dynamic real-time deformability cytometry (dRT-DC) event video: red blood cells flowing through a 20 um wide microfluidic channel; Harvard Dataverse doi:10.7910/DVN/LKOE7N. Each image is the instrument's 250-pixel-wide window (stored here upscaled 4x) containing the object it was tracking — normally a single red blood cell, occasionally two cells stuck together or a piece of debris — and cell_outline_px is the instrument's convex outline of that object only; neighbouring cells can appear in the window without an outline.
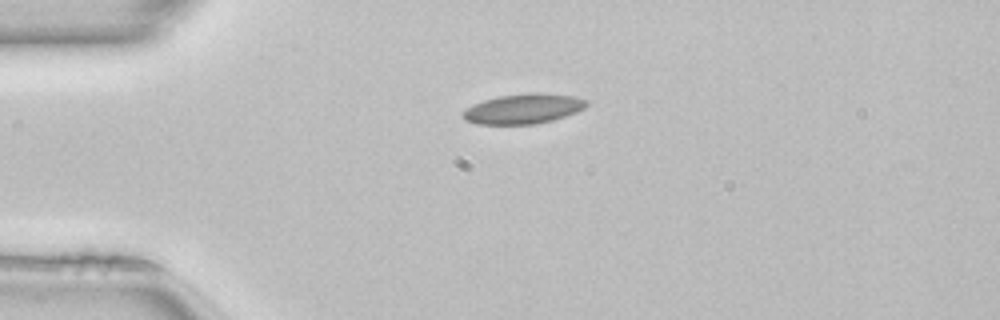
{"species": "common noctule bat (a hibernating species)", "species_latin": "Nyctalus noctula", "temperature_condition": "room temperature", "stored_images_in_passage": 39, "camera_frame_rate_fps": 3000, "um_per_image_px": 0.085, "animal": {"sex": "female", "body_mass_g": 22.7, "forearm_length_mm": 54.2}, "frame": {"image": 1, "passage_image": 1, "time_ms": 0.0, "image_size_px": [1000, 320], "cell_outline_px": [[588, 104], [584, 108], [576, 112], [552, 120], [536, 124], [476, 124], [464, 120], [460, 116], [468, 108], [484, 100], [500, 96], [528, 92], [540, 92], [576, 96], [588, 100]], "centroid_in_image_um": [44.52, 9.24], "position_along_channel_um": 40.5, "area_um2": 21.62}}
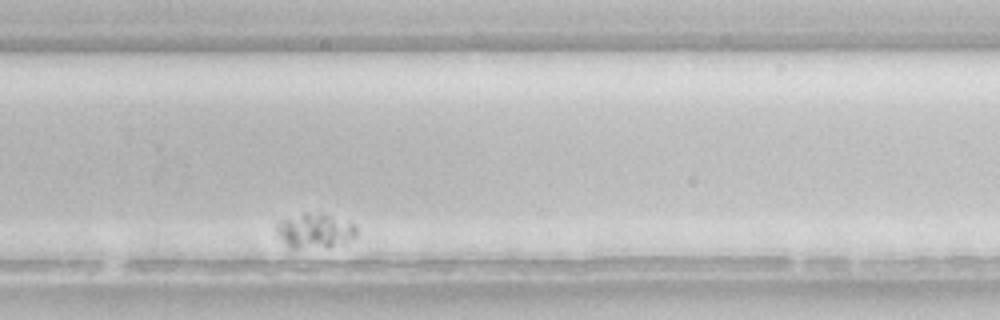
{"frame": {"image": 2, "passage_image": 25, "time_ms": 8.0, "image_size_px": [1000, 320], "cell_outline_px": [[356, 236], [344, 244], [296, 248], [292, 248], [276, 232], [276, 224], [280, 220], [304, 212], [320, 212], [356, 224]], "centroid_in_image_um": [26.79, 19.57], "position_along_channel_um": 303.0, "area_um2": 15.95}}
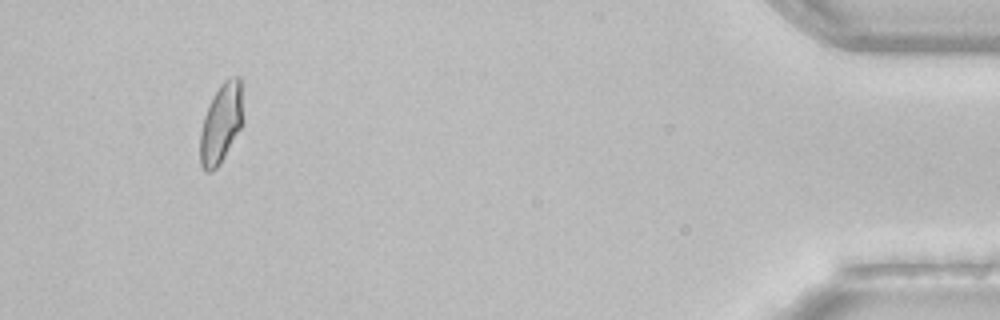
{"frame": {"image": 3, "passage_image": 36, "time_ms": 11.667, "image_size_px": [1000, 320], "cell_outline_px": [[240, 128], [220, 164], [212, 172], [204, 172], [200, 164], [200, 132], [204, 116], [220, 84], [224, 80], [232, 76], [240, 76]], "centroid_in_image_um": [18.73, 10.55], "position_along_channel_um": 416.5, "area_um2": 19.19}}